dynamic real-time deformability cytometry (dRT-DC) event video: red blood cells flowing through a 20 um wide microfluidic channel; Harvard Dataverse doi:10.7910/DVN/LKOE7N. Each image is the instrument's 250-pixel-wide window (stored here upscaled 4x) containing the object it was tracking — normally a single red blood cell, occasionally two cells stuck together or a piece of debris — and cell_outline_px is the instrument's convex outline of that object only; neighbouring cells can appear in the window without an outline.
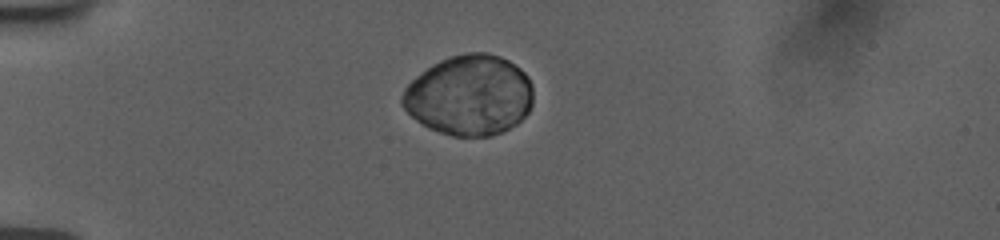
{"species": "human", "species_latin": "Homo sapiens", "temperature_condition": "room temperature", "stored_images_in_passage": 42, "camera_frame_rate_fps": 3000, "um_per_image_px": 0.085, "donor": {"sex": "female"}, "frame": {"image": 1, "passage_image": 1, "time_ms": 0.0, "image_size_px": [1000, 240], "cell_outline_px": [[532, 104], [528, 112], [516, 124], [492, 136], [452, 136], [428, 128], [416, 120], [400, 104], [400, 96], [404, 88], [416, 76], [432, 64], [440, 60], [452, 56], [468, 52], [488, 52], [500, 56], [508, 60], [520, 68], [528, 76], [532, 84]], "centroid_in_image_um": [39.88, 8.09], "position_along_channel_um": 45.1, "area_um2": 61.5}}
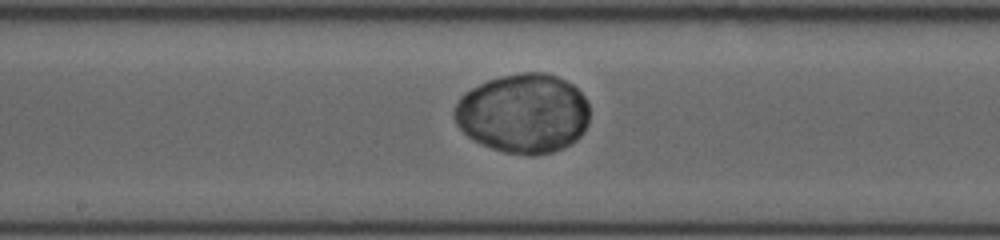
{"frame": {"image": 2, "passage_image": 17, "time_ms": 5.333, "image_size_px": [1000, 240], "cell_outline_px": [[588, 124], [580, 136], [576, 140], [552, 152], [532, 156], [504, 152], [492, 148], [468, 136], [456, 124], [452, 116], [452, 112], [460, 96], [464, 92], [488, 80], [520, 72], [544, 72], [556, 76], [572, 84], [584, 96], [588, 104]], "centroid_in_image_um": [44.47, 9.63], "position_along_channel_um": 203.7, "area_um2": 62.54}}
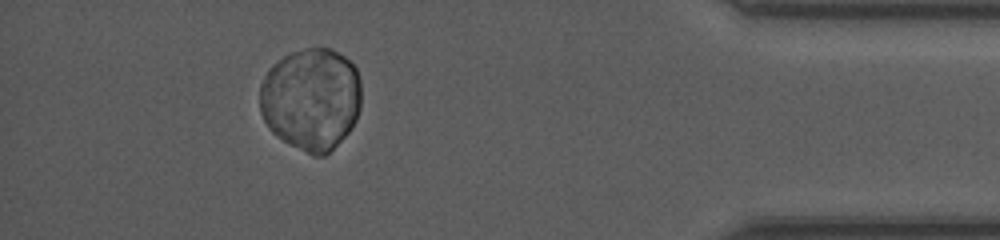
{"frame": {"image": 3, "passage_image": 37, "time_ms": 12.0, "image_size_px": [1000, 240], "cell_outline_px": [[360, 108], [356, 120], [352, 128], [324, 156], [320, 156], [308, 152], [276, 136], [268, 128], [264, 120], [260, 108], [260, 84], [268, 68], [272, 64], [284, 56], [292, 52], [304, 48], [332, 48], [344, 56], [356, 68], [360, 80]], "centroid_in_image_um": [26.44, 8.38], "position_along_channel_um": 408.8, "area_um2": 60.57}}